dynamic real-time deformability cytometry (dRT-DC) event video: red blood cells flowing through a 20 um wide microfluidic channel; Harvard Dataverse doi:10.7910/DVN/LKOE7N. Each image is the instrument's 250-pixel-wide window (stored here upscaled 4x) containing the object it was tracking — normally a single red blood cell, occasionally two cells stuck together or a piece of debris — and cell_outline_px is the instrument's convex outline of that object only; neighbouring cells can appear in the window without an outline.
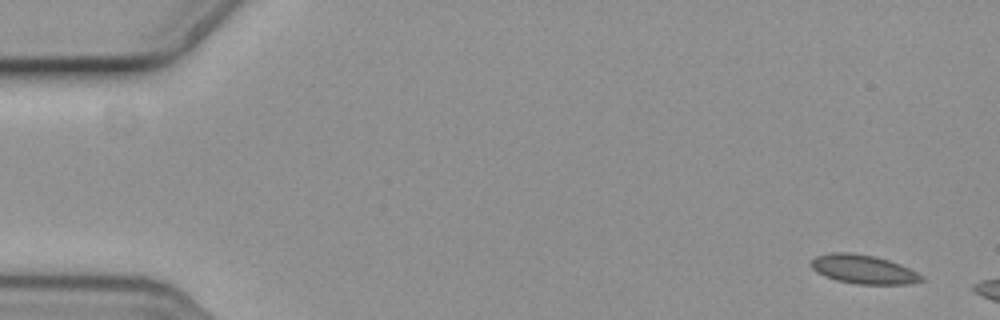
{"species": "common noctule bat (a hibernating species)", "species_latin": "Nyctalus noctula", "temperature_condition": "cold", "stored_images_in_passage": 3, "camera_frame_rate_fps": 3000, "um_per_image_px": 0.085, "animal": {"sex": "female", "body_mass_g": 19.3, "forearm_length_mm": 54.1}, "frame": {"image": 1, "passage_image": 1, "time_ms": 0.0, "image_size_px": [1000, 320], "cell_outline_px": [[924, 280], [912, 284], [856, 284], [836, 280], [824, 276], [816, 272], [808, 264], [816, 256], [828, 252], [852, 252], [876, 256], [900, 264], [924, 276]], "centroid_in_image_um": [73.36, 22.88], "position_along_channel_um": 11.6, "area_um2": 18.84}}